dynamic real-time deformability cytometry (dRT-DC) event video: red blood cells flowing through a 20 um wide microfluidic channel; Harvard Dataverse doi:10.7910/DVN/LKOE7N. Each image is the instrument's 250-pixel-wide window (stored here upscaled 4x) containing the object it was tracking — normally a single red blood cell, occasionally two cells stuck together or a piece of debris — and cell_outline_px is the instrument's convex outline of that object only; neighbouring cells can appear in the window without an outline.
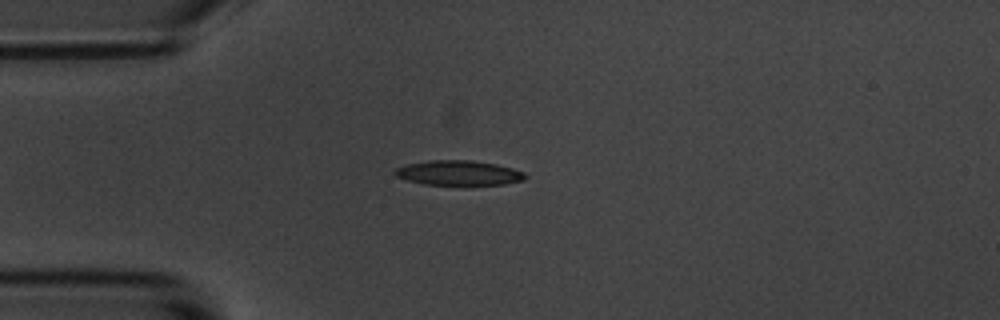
{"species": "common noctule bat (a hibernating species)", "species_latin": "Nyctalus noctula", "temperature_condition": "room temperature", "stored_images_in_passage": 45, "camera_frame_rate_fps": 3000, "um_per_image_px": 0.085, "animal": {"sex": "male", "body_mass_g": 20.1, "forearm_length_mm": 53.5}, "frame": {"image": 1, "passage_image": 3, "time_ms": 0.667, "image_size_px": [1000, 320], "cell_outline_px": [[528, 176], [524, 180], [504, 184], [464, 188], [424, 184], [408, 180], [396, 176], [392, 172], [396, 168], [404, 164], [428, 160], [472, 160], [496, 164], [512, 168], [524, 172]], "centroid_in_image_um": [39.0, 14.74], "position_along_channel_um": 46.0, "area_um2": 19.94}}
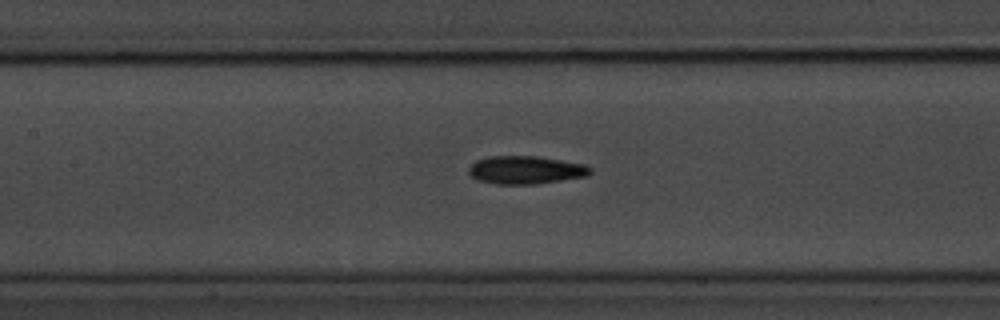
{"frame": {"image": 2, "passage_image": 14, "time_ms": 4.333, "image_size_px": [1000, 320], "cell_outline_px": [[592, 172], [588, 176], [536, 184], [496, 184], [476, 180], [468, 172], [468, 168], [476, 160], [492, 156], [536, 156], [584, 164], [592, 168]], "centroid_in_image_um": [44.68, 14.45], "position_along_channel_um": 162.7, "area_um2": 19.88}}
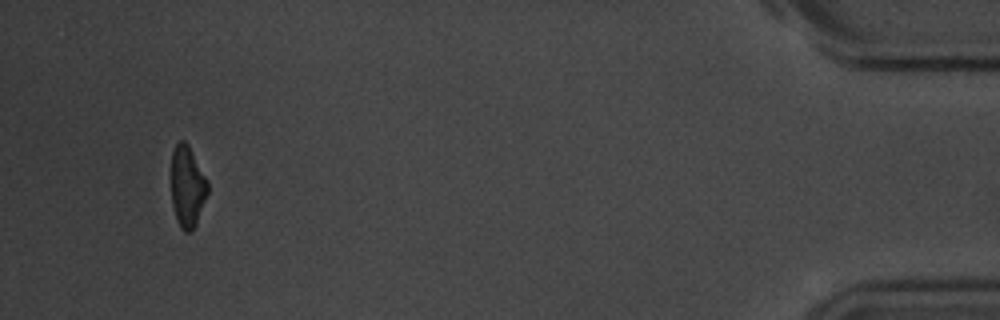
{"frame": {"image": 3, "passage_image": 42, "time_ms": 13.667, "image_size_px": [1000, 320], "cell_outline_px": [[208, 192], [196, 224], [192, 232], [184, 232], [180, 228], [176, 220], [172, 204], [172, 152], [176, 144], [180, 140], [184, 140], [188, 144], [208, 180]], "centroid_in_image_um": [15.93, 15.88], "position_along_channel_um": 419.3, "area_um2": 17.34}, "authors_computed_cell_mechanics": {"area_um2": 19.074, "velocity_mm_per_s": 3.5672, "shape_relaxation_time_tau1_ms": 3.4063, "shape_relaxation_time_tau2_ms": 4.1738, "deformation_change_tau1": 0.1268, "deformation_change_tau2": 0.1307}}